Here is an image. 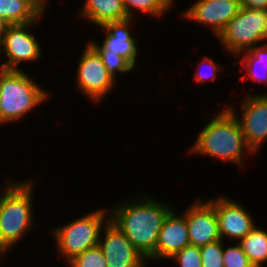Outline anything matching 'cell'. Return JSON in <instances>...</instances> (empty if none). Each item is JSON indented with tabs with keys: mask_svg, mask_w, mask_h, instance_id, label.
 <instances>
[{
	"mask_svg": "<svg viewBox=\"0 0 267 267\" xmlns=\"http://www.w3.org/2000/svg\"><path fill=\"white\" fill-rule=\"evenodd\" d=\"M25 2L39 17L45 13L48 0H21Z\"/></svg>",
	"mask_w": 267,
	"mask_h": 267,
	"instance_id": "4316f807",
	"label": "cell"
},
{
	"mask_svg": "<svg viewBox=\"0 0 267 267\" xmlns=\"http://www.w3.org/2000/svg\"><path fill=\"white\" fill-rule=\"evenodd\" d=\"M253 267L267 261V231L255 227L238 242Z\"/></svg>",
	"mask_w": 267,
	"mask_h": 267,
	"instance_id": "ac0fdd59",
	"label": "cell"
},
{
	"mask_svg": "<svg viewBox=\"0 0 267 267\" xmlns=\"http://www.w3.org/2000/svg\"><path fill=\"white\" fill-rule=\"evenodd\" d=\"M173 209L165 218L156 245V260L169 259L190 244L186 217Z\"/></svg>",
	"mask_w": 267,
	"mask_h": 267,
	"instance_id": "9a60e30c",
	"label": "cell"
},
{
	"mask_svg": "<svg viewBox=\"0 0 267 267\" xmlns=\"http://www.w3.org/2000/svg\"><path fill=\"white\" fill-rule=\"evenodd\" d=\"M241 103V115L229 105L226 108L237 119L247 146L255 153L267 140V94L246 95Z\"/></svg>",
	"mask_w": 267,
	"mask_h": 267,
	"instance_id": "9c48e42d",
	"label": "cell"
},
{
	"mask_svg": "<svg viewBox=\"0 0 267 267\" xmlns=\"http://www.w3.org/2000/svg\"><path fill=\"white\" fill-rule=\"evenodd\" d=\"M223 242L220 239L200 247L202 267H224Z\"/></svg>",
	"mask_w": 267,
	"mask_h": 267,
	"instance_id": "7402d4cb",
	"label": "cell"
},
{
	"mask_svg": "<svg viewBox=\"0 0 267 267\" xmlns=\"http://www.w3.org/2000/svg\"><path fill=\"white\" fill-rule=\"evenodd\" d=\"M0 194V245L11 250L33 226V180H9Z\"/></svg>",
	"mask_w": 267,
	"mask_h": 267,
	"instance_id": "3957f363",
	"label": "cell"
},
{
	"mask_svg": "<svg viewBox=\"0 0 267 267\" xmlns=\"http://www.w3.org/2000/svg\"><path fill=\"white\" fill-rule=\"evenodd\" d=\"M9 26L10 24L3 17L0 16V43L2 42L3 37Z\"/></svg>",
	"mask_w": 267,
	"mask_h": 267,
	"instance_id": "f1b7e54d",
	"label": "cell"
},
{
	"mask_svg": "<svg viewBox=\"0 0 267 267\" xmlns=\"http://www.w3.org/2000/svg\"><path fill=\"white\" fill-rule=\"evenodd\" d=\"M128 18L134 19L135 10L151 16H162L173 5L174 0H122ZM167 10V11H166Z\"/></svg>",
	"mask_w": 267,
	"mask_h": 267,
	"instance_id": "ffe728a7",
	"label": "cell"
},
{
	"mask_svg": "<svg viewBox=\"0 0 267 267\" xmlns=\"http://www.w3.org/2000/svg\"><path fill=\"white\" fill-rule=\"evenodd\" d=\"M108 209L91 211L70 223L52 230L58 253L68 262L74 256L99 245V236L109 220ZM108 216V217H107Z\"/></svg>",
	"mask_w": 267,
	"mask_h": 267,
	"instance_id": "5b68a950",
	"label": "cell"
},
{
	"mask_svg": "<svg viewBox=\"0 0 267 267\" xmlns=\"http://www.w3.org/2000/svg\"><path fill=\"white\" fill-rule=\"evenodd\" d=\"M81 55L76 70V85L87 98L98 103L114 89L117 80L110 76L101 56L89 42Z\"/></svg>",
	"mask_w": 267,
	"mask_h": 267,
	"instance_id": "52a82bcc",
	"label": "cell"
},
{
	"mask_svg": "<svg viewBox=\"0 0 267 267\" xmlns=\"http://www.w3.org/2000/svg\"><path fill=\"white\" fill-rule=\"evenodd\" d=\"M80 16L103 26L107 22L127 19L122 0H85Z\"/></svg>",
	"mask_w": 267,
	"mask_h": 267,
	"instance_id": "2e32d148",
	"label": "cell"
},
{
	"mask_svg": "<svg viewBox=\"0 0 267 267\" xmlns=\"http://www.w3.org/2000/svg\"><path fill=\"white\" fill-rule=\"evenodd\" d=\"M131 18L120 21L107 22L100 26L106 32L104 42L99 45L93 41L89 43L99 54H114L125 58L134 68L137 63L138 44L135 37L130 33Z\"/></svg>",
	"mask_w": 267,
	"mask_h": 267,
	"instance_id": "5bb4252c",
	"label": "cell"
},
{
	"mask_svg": "<svg viewBox=\"0 0 267 267\" xmlns=\"http://www.w3.org/2000/svg\"><path fill=\"white\" fill-rule=\"evenodd\" d=\"M240 8L239 0H198L181 16L206 27L208 25L211 32L218 36Z\"/></svg>",
	"mask_w": 267,
	"mask_h": 267,
	"instance_id": "4fadbf2b",
	"label": "cell"
},
{
	"mask_svg": "<svg viewBox=\"0 0 267 267\" xmlns=\"http://www.w3.org/2000/svg\"><path fill=\"white\" fill-rule=\"evenodd\" d=\"M204 63H206L207 64V66H208V71L210 72V73H208V72H203L202 70H200V69H202L203 68V65L202 64H204ZM204 67H205V65H204ZM221 65H219V64H216L214 61H213V59L212 58H208L207 56H205L203 59H202V61H200V63L197 65V70H196V72H195V75H194V79L196 80V82H198L199 84L201 83V84H203L205 81H206V79H208V78H211L210 80H214L215 79V77H216V74L218 73L217 71H219L221 68Z\"/></svg>",
	"mask_w": 267,
	"mask_h": 267,
	"instance_id": "484cf974",
	"label": "cell"
},
{
	"mask_svg": "<svg viewBox=\"0 0 267 267\" xmlns=\"http://www.w3.org/2000/svg\"><path fill=\"white\" fill-rule=\"evenodd\" d=\"M208 201L214 206L222 240L225 237L239 242L255 227L251 214L235 200L218 196Z\"/></svg>",
	"mask_w": 267,
	"mask_h": 267,
	"instance_id": "8fae6325",
	"label": "cell"
},
{
	"mask_svg": "<svg viewBox=\"0 0 267 267\" xmlns=\"http://www.w3.org/2000/svg\"><path fill=\"white\" fill-rule=\"evenodd\" d=\"M67 263L70 267H107L103 251L99 245L74 256Z\"/></svg>",
	"mask_w": 267,
	"mask_h": 267,
	"instance_id": "44dd1931",
	"label": "cell"
},
{
	"mask_svg": "<svg viewBox=\"0 0 267 267\" xmlns=\"http://www.w3.org/2000/svg\"><path fill=\"white\" fill-rule=\"evenodd\" d=\"M7 252H9V250L6 247L0 245V257L5 255Z\"/></svg>",
	"mask_w": 267,
	"mask_h": 267,
	"instance_id": "f546056e",
	"label": "cell"
},
{
	"mask_svg": "<svg viewBox=\"0 0 267 267\" xmlns=\"http://www.w3.org/2000/svg\"><path fill=\"white\" fill-rule=\"evenodd\" d=\"M240 7L267 11V0H239Z\"/></svg>",
	"mask_w": 267,
	"mask_h": 267,
	"instance_id": "83f0119b",
	"label": "cell"
},
{
	"mask_svg": "<svg viewBox=\"0 0 267 267\" xmlns=\"http://www.w3.org/2000/svg\"><path fill=\"white\" fill-rule=\"evenodd\" d=\"M49 93L26 72L0 67V124L18 121L45 102Z\"/></svg>",
	"mask_w": 267,
	"mask_h": 267,
	"instance_id": "277c9868",
	"label": "cell"
},
{
	"mask_svg": "<svg viewBox=\"0 0 267 267\" xmlns=\"http://www.w3.org/2000/svg\"><path fill=\"white\" fill-rule=\"evenodd\" d=\"M40 18L28 24H15L8 27L0 43V54L7 57V61L0 65L1 68L19 70L20 62H34L40 59L41 45L34 33L29 32Z\"/></svg>",
	"mask_w": 267,
	"mask_h": 267,
	"instance_id": "ba28073f",
	"label": "cell"
},
{
	"mask_svg": "<svg viewBox=\"0 0 267 267\" xmlns=\"http://www.w3.org/2000/svg\"><path fill=\"white\" fill-rule=\"evenodd\" d=\"M223 263L224 267H253L238 242L224 248Z\"/></svg>",
	"mask_w": 267,
	"mask_h": 267,
	"instance_id": "d4e9b609",
	"label": "cell"
},
{
	"mask_svg": "<svg viewBox=\"0 0 267 267\" xmlns=\"http://www.w3.org/2000/svg\"><path fill=\"white\" fill-rule=\"evenodd\" d=\"M169 259L180 267H202L200 247L187 245Z\"/></svg>",
	"mask_w": 267,
	"mask_h": 267,
	"instance_id": "603a6c76",
	"label": "cell"
},
{
	"mask_svg": "<svg viewBox=\"0 0 267 267\" xmlns=\"http://www.w3.org/2000/svg\"><path fill=\"white\" fill-rule=\"evenodd\" d=\"M238 56H242L239 62L246 71L244 76L240 79L244 80V78L247 77L253 82H263L267 85V42L263 45L255 46L250 50L243 51L236 57L238 58ZM259 66L262 67L260 68L261 72L260 69H258Z\"/></svg>",
	"mask_w": 267,
	"mask_h": 267,
	"instance_id": "e0dca14e",
	"label": "cell"
},
{
	"mask_svg": "<svg viewBox=\"0 0 267 267\" xmlns=\"http://www.w3.org/2000/svg\"><path fill=\"white\" fill-rule=\"evenodd\" d=\"M112 207L109 220L130 240L132 245L147 259L156 260L159 231L173 207L152 199L149 195Z\"/></svg>",
	"mask_w": 267,
	"mask_h": 267,
	"instance_id": "6da1fadb",
	"label": "cell"
},
{
	"mask_svg": "<svg viewBox=\"0 0 267 267\" xmlns=\"http://www.w3.org/2000/svg\"><path fill=\"white\" fill-rule=\"evenodd\" d=\"M0 16L10 25L35 22L39 16L21 0H0Z\"/></svg>",
	"mask_w": 267,
	"mask_h": 267,
	"instance_id": "d6986e66",
	"label": "cell"
},
{
	"mask_svg": "<svg viewBox=\"0 0 267 267\" xmlns=\"http://www.w3.org/2000/svg\"><path fill=\"white\" fill-rule=\"evenodd\" d=\"M196 200L182 214L186 217L190 245L201 247L221 237L214 206L208 200Z\"/></svg>",
	"mask_w": 267,
	"mask_h": 267,
	"instance_id": "7c38bea8",
	"label": "cell"
},
{
	"mask_svg": "<svg viewBox=\"0 0 267 267\" xmlns=\"http://www.w3.org/2000/svg\"><path fill=\"white\" fill-rule=\"evenodd\" d=\"M217 38L235 58L259 42H267V11L241 7Z\"/></svg>",
	"mask_w": 267,
	"mask_h": 267,
	"instance_id": "8992f818",
	"label": "cell"
},
{
	"mask_svg": "<svg viewBox=\"0 0 267 267\" xmlns=\"http://www.w3.org/2000/svg\"><path fill=\"white\" fill-rule=\"evenodd\" d=\"M103 231L104 239L99 236V246L107 267H146L147 259L110 220L105 224Z\"/></svg>",
	"mask_w": 267,
	"mask_h": 267,
	"instance_id": "30bf717a",
	"label": "cell"
},
{
	"mask_svg": "<svg viewBox=\"0 0 267 267\" xmlns=\"http://www.w3.org/2000/svg\"><path fill=\"white\" fill-rule=\"evenodd\" d=\"M102 58L103 64L105 65L108 73L115 80L117 79V72L119 74L130 73L134 70V67L122 56L114 54H99Z\"/></svg>",
	"mask_w": 267,
	"mask_h": 267,
	"instance_id": "cb8c5ba5",
	"label": "cell"
},
{
	"mask_svg": "<svg viewBox=\"0 0 267 267\" xmlns=\"http://www.w3.org/2000/svg\"><path fill=\"white\" fill-rule=\"evenodd\" d=\"M253 154L247 146L240 125L235 116L225 107L199 132L189 153L209 155L223 162L241 166L244 153Z\"/></svg>",
	"mask_w": 267,
	"mask_h": 267,
	"instance_id": "7a4b0ae2",
	"label": "cell"
}]
</instances>
